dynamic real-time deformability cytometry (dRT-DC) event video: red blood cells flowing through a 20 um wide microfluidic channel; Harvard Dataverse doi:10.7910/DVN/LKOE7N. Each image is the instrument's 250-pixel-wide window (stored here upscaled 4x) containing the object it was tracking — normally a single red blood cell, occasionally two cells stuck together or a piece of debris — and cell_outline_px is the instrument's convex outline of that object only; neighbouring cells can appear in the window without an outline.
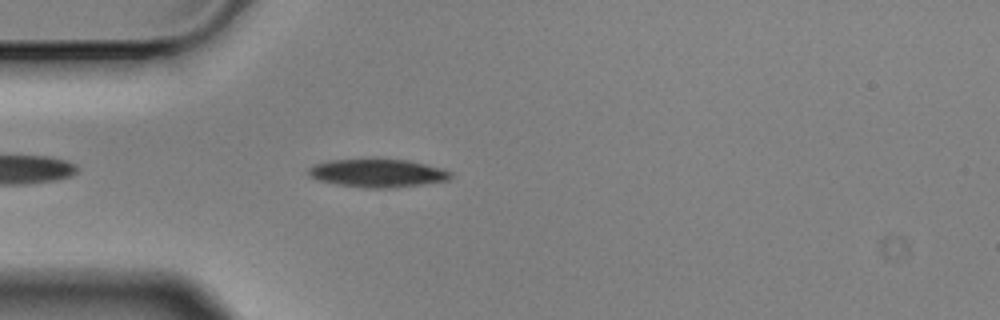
{"species": "Egyptian fruit bat (a non-hibernating species)", "species_latin": "Rousettus aegyptiacus", "temperature_condition": "cold", "stored_images_in_passage": 19, "camera_frame_rate_fps": 3000, "um_per_image_px": 0.085, "animal": {"sex": "male"}, "frame": {"image": 1, "passage_image": 5, "time_ms": 1.333, "image_size_px": [1000, 320], "cell_outline_px": [[452, 176], [448, 180], [424, 184], [396, 188], [364, 188], [336, 184], [320, 180], [312, 176], [308, 172], [308, 168], [316, 164], [332, 160], [372, 156], [376, 156], [408, 160], [444, 168], [452, 172]], "centroid_in_image_um": [32.15, 14.67], "position_along_channel_um": 52.9, "area_um2": 24.28}}
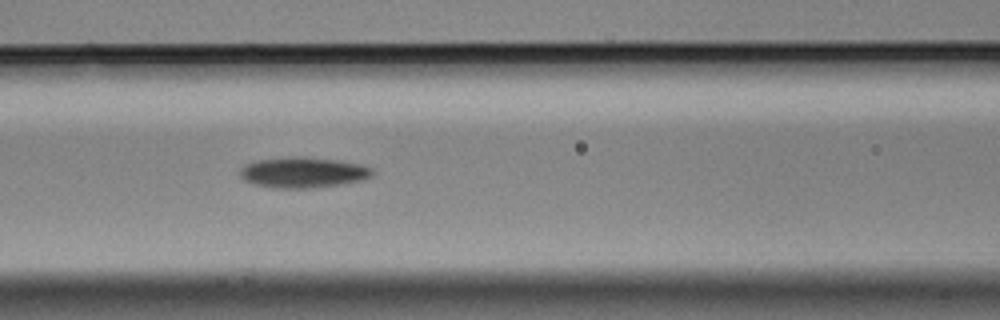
{"frame": {"image": 2, "passage_image": 13, "time_ms": 4.0, "image_size_px": [1000, 320], "cell_outline_px": [[372, 176], [364, 180], [316, 188], [272, 188], [252, 184], [244, 180], [240, 176], [240, 168], [244, 164], [260, 160], [336, 160], [356, 164], [372, 168]], "centroid_in_image_um": [25.74, 14.73], "position_along_channel_um": 140.9, "area_um2": 22.43}}
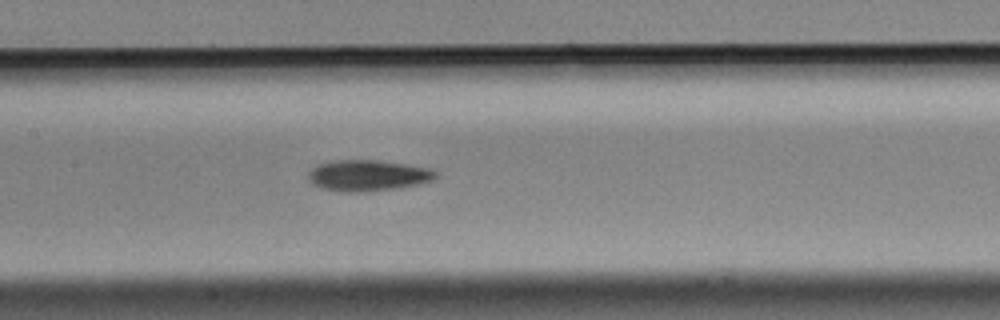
{"frame": {"image": 3, "passage_image": 16, "time_ms": 5.0, "image_size_px": [1000, 320], "cell_outline_px": [[436, 176], [432, 180], [416, 184], [396, 188], [356, 192], [348, 192], [320, 188], [312, 184], [308, 180], [308, 172], [316, 164], [336, 160], [376, 160], [408, 164], [428, 168], [436, 172]], "centroid_in_image_um": [31.2, 14.9], "position_along_channel_um": 176.2, "area_um2": 22.89}}